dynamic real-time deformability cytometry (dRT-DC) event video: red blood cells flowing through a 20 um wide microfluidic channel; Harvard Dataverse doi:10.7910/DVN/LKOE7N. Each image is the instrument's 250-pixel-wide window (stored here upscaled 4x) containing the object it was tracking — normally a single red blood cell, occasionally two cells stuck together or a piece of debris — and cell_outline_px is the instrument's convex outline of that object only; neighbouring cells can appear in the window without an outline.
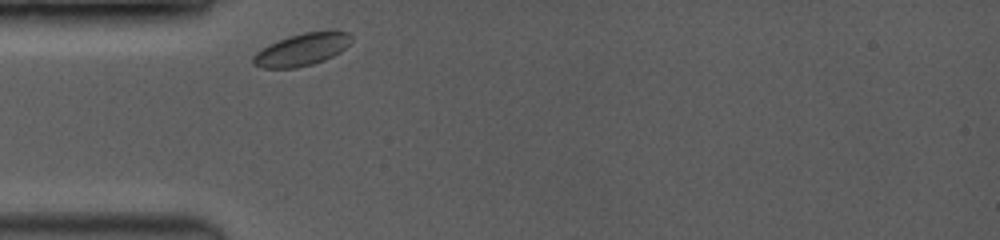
{"species": "common noctule bat (a hibernating species)", "species_latin": "Nyctalus noctula", "temperature_condition": "room temperature", "stored_images_in_passage": 34, "camera_frame_rate_fps": 3500, "um_per_image_px": 0.085, "animal": {"sex": "female", "body_mass_g": 19.0, "forearm_length_mm": 53.3}, "frame": {"image": 1, "passage_image": 1, "time_ms": 0.0, "image_size_px": [1000, 240], "cell_outline_px": [[352, 40], [340, 52], [324, 60], [312, 64], [296, 68], [260, 68], [252, 64], [252, 56], [260, 48], [268, 44], [288, 36], [304, 32], [328, 28], [348, 32], [352, 36]], "centroid_in_image_um": [25.66, 4.18], "position_along_channel_um": 59.3, "area_um2": 19.07}}
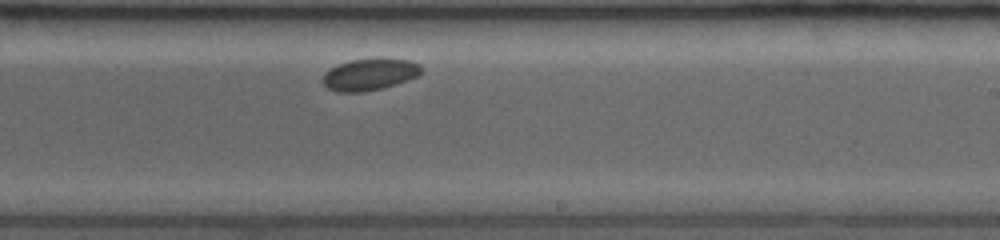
{"frame": {"image": 2, "passage_image": 20, "time_ms": 5.429, "image_size_px": [1000, 240], "cell_outline_px": [[420, 72], [416, 76], [396, 84], [380, 88], [360, 92], [336, 92], [328, 88], [320, 80], [324, 72], [336, 64], [352, 60], [408, 60], [420, 64]], "centroid_in_image_um": [31.32, 6.35], "position_along_channel_um": 257.7, "area_um2": 17.74}}
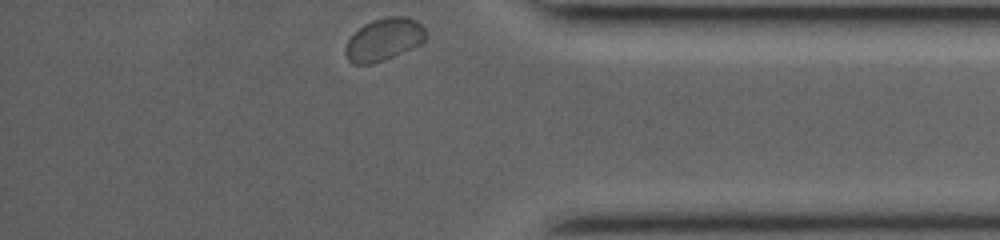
{"frame": {"image": 3, "passage_image": 34, "time_ms": 9.429, "image_size_px": [1000, 240], "cell_outline_px": [[428, 36], [420, 44], [384, 60], [372, 64], [352, 64], [348, 60], [344, 52], [344, 48], [348, 40], [364, 24], [372, 20], [384, 16], [408, 16], [416, 20], [424, 28]], "centroid_in_image_um": [32.63, 3.34], "position_along_channel_um": 402.6, "area_um2": 19.94}}